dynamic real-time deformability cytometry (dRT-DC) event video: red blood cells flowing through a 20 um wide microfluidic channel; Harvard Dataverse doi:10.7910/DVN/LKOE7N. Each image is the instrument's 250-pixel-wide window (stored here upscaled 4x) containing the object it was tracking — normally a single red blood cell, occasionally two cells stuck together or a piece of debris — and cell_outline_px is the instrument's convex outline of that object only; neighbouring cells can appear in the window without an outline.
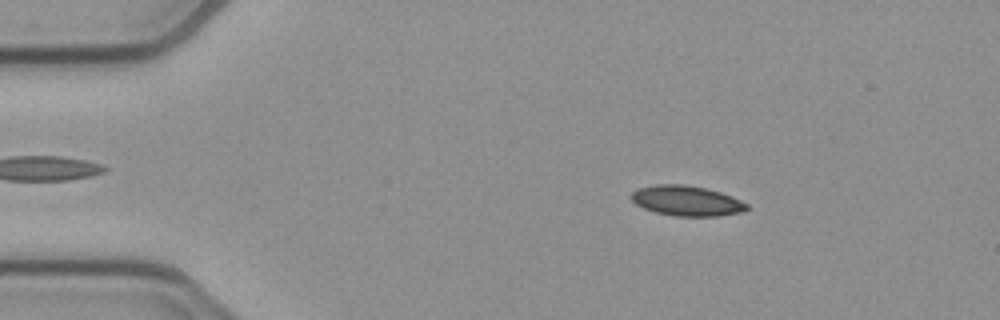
{"species": "common noctule bat (a hibernating species)", "species_latin": "Nyctalus noctula", "temperature_condition": "cold", "stored_images_in_passage": 52, "camera_frame_rate_fps": 3000, "um_per_image_px": 0.085, "animal": {"sex": "female", "body_mass_g": 21.9}, "frame": {"image": 1, "passage_image": 8, "time_ms": 2.333, "image_size_px": [1000, 320], "cell_outline_px": [[748, 208], [744, 212], [720, 216], [676, 216], [656, 212], [644, 208], [636, 204], [628, 196], [636, 188], [656, 184], [684, 184], [704, 188], [720, 192], [740, 200], [748, 204]], "centroid_in_image_um": [58.34, 17.06], "position_along_channel_um": 26.7, "area_um2": 20.4}}
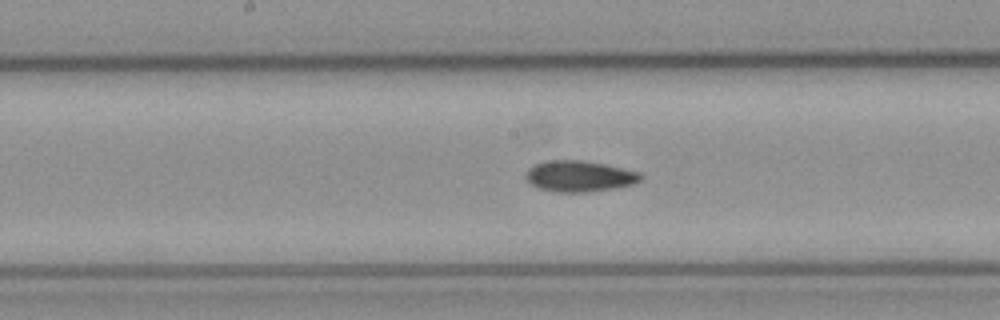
{"frame": {"image": 2, "passage_image": 26, "time_ms": 8.333, "image_size_px": [1000, 320], "cell_outline_px": [[644, 176], [640, 180], [632, 184], [616, 188], [584, 192], [556, 192], [536, 188], [524, 176], [528, 168], [532, 164], [544, 160], [580, 160], [604, 164], [640, 172]], "centroid_in_image_um": [49.2, 14.97], "position_along_channel_um": 199.0, "area_um2": 20.92}}
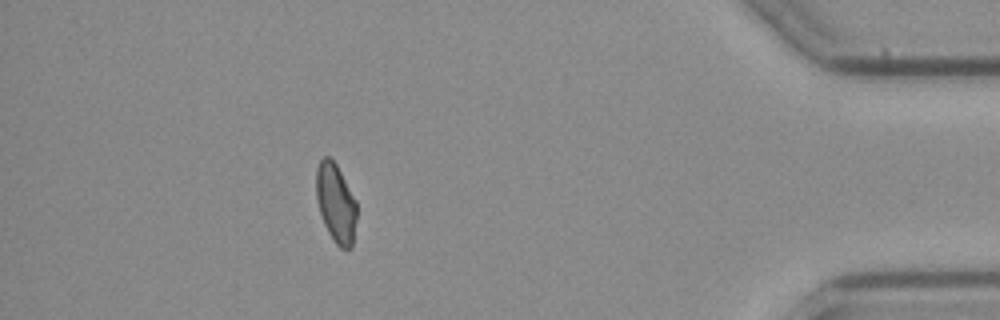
{"frame": {"image": 3, "passage_image": 46, "time_ms": 15.0, "image_size_px": [1000, 320], "cell_outline_px": [[356, 220], [352, 248], [340, 248], [332, 240], [324, 224], [316, 200], [316, 168], [320, 160], [324, 156], [328, 156], [336, 164], [356, 200]], "centroid_in_image_um": [28.53, 17.27], "position_along_channel_um": 406.7, "area_um2": 18.67}, "authors_computed_cell_mechanics": {"area_um2": 19.7676, "velocity_mm_per_s": 3.9225, "shape_relaxation_time_tau1_ms": null, "shape_relaxation_time_tau2_ms": 9.1993, "deformation_change_tau1": null, "deformation_change_tau2": 0.1485}}